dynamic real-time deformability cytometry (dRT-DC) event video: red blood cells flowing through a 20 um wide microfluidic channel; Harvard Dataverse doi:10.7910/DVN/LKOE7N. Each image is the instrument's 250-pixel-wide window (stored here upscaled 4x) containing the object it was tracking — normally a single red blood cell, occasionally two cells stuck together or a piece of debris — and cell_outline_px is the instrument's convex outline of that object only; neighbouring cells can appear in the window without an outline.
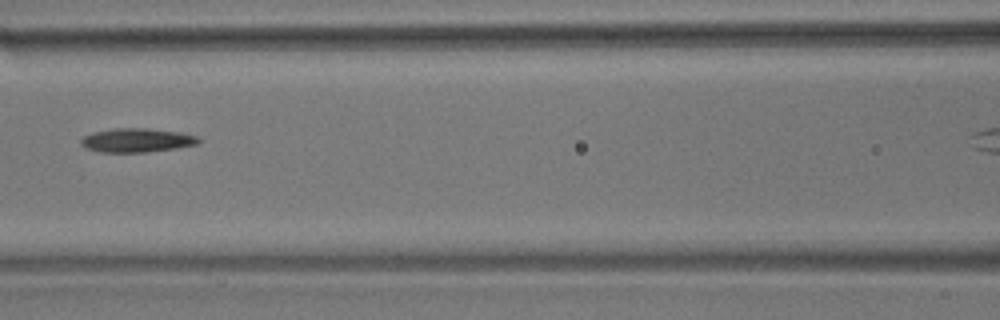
{"species": "common noctule bat (a hibernating species)", "species_latin": "Nyctalus noctula", "temperature_condition": "room temperature", "stored_images_in_passage": 7, "camera_frame_rate_fps": 3000, "um_per_image_px": 0.085, "animal": {"sex": "male", "body_mass_g": 17.9}, "frame": {"image": 1, "passage_image": 5, "time_ms": 1.333, "image_size_px": [1000, 320], "cell_outline_px": [[200, 144], [176, 148], [148, 152], [100, 152], [84, 148], [80, 144], [80, 140], [84, 136], [92, 132], [116, 128], [148, 128], [180, 132], [196, 136], [200, 140]], "centroid_in_image_um": [11.61, 11.92], "position_along_channel_um": 155.0, "area_um2": 16.53}}
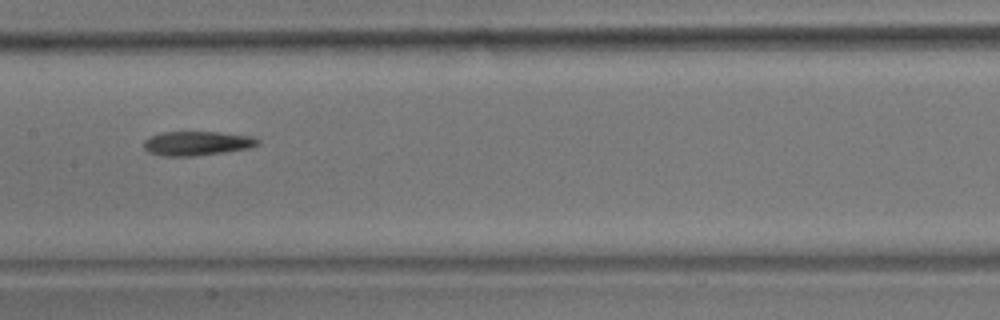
{"frame": {"image": 2, "passage_image": 6, "time_ms": 1.667, "image_size_px": [1000, 320], "cell_outline_px": [[260, 144], [252, 148], [224, 152], [192, 156], [164, 156], [148, 152], [144, 148], [144, 140], [148, 136], [160, 132], [220, 132], [252, 136], [260, 140]], "centroid_in_image_um": [16.75, 12.18], "position_along_channel_um": 190.6, "area_um2": 16.3}}